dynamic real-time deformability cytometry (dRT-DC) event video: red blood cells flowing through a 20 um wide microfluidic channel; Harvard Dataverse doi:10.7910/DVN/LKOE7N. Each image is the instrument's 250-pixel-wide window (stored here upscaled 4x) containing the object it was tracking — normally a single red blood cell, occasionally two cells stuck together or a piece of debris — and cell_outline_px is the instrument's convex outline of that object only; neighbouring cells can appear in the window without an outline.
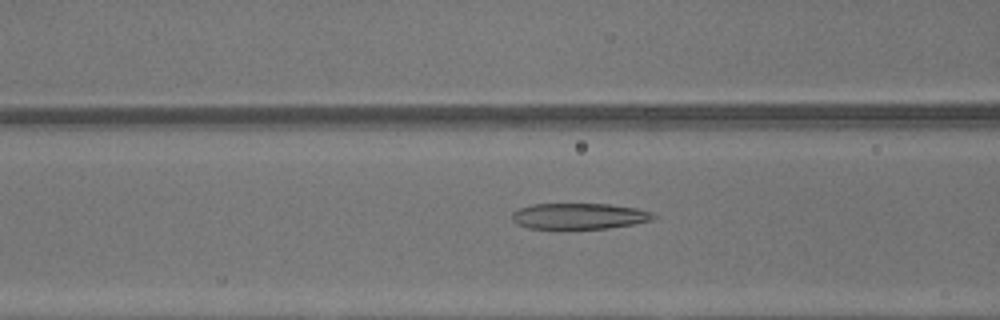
{"species": "common noctule bat (a hibernating species)", "species_latin": "Nyctalus noctula", "temperature_condition": "warm", "stored_images_in_passage": 32, "camera_frame_rate_fps": 3000, "um_per_image_px": 0.085, "animal": {"sex": "male", "body_mass_g": 13.3}, "frame": {"image": 1, "passage_image": 5, "time_ms": 1.333, "image_size_px": [1000, 320], "cell_outline_px": [[656, 216], [652, 220], [632, 224], [608, 228], [560, 232], [528, 228], [516, 224], [512, 220], [512, 212], [520, 208], [532, 204], [608, 204], [636, 208], [652, 212]], "centroid_in_image_um": [49.15, 18.42], "position_along_channel_um": 117.5, "area_um2": 22.37}}
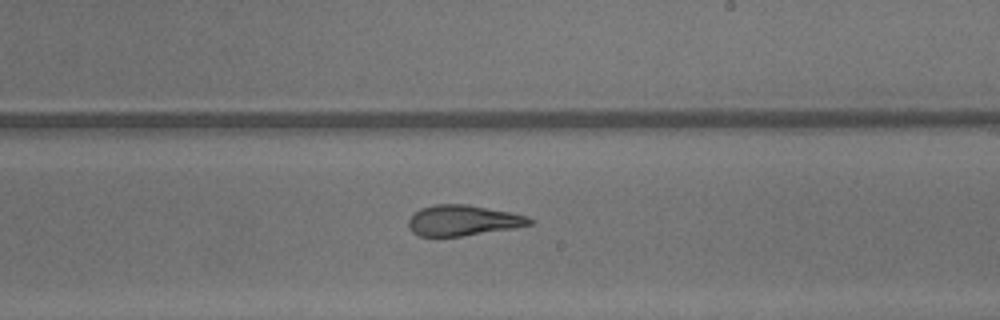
{"frame": {"image": 2, "passage_image": 14, "time_ms": 4.333, "image_size_px": [1000, 320], "cell_outline_px": [[532, 224], [516, 228], [460, 236], [420, 236], [412, 232], [408, 224], [408, 220], [420, 208], [436, 204], [468, 204], [508, 212], [524, 216], [532, 220]], "centroid_in_image_um": [39.33, 18.74], "position_along_channel_um": 249.7, "area_um2": 21.33}}
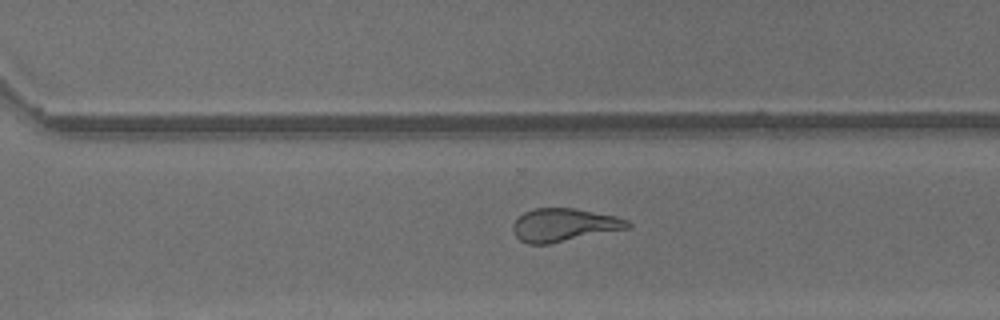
{"frame": {"image": 3, "passage_image": 19, "time_ms": 6.0, "image_size_px": [1000, 320], "cell_outline_px": [[632, 224], [628, 228], [548, 244], [528, 244], [520, 240], [512, 232], [512, 224], [524, 212], [536, 208], [576, 208], [616, 216], [628, 220]], "centroid_in_image_um": [47.92, 19.12], "position_along_channel_um": 322.7, "area_um2": 22.02}, "authors_computed_cell_mechanics": {"area_um2": 22.1374, "velocity_mm_per_s": 4.4007, "shape_relaxation_time_tau1_ms": 9.9024, "shape_relaxation_time_tau2_ms": 1.0157, "deformation_change_tau1": 0.3259, "deformation_change_tau2": 0.106}}